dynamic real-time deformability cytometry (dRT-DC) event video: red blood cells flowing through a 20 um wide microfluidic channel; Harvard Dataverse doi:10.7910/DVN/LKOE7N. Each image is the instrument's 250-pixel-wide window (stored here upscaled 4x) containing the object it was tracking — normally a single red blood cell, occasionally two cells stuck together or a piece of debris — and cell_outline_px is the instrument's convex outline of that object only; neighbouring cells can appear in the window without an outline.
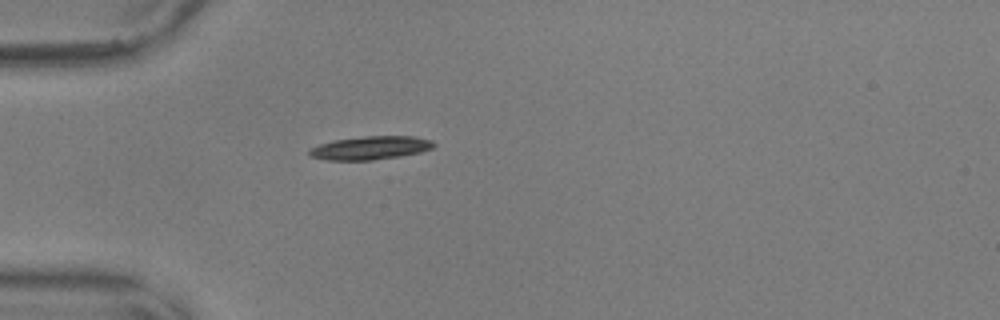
{"species": "common noctule bat (a hibernating species)", "species_latin": "Nyctalus noctula", "temperature_condition": "warm", "stored_images_in_passage": 32, "camera_frame_rate_fps": 3000, "um_per_image_px": 0.085, "animal": {"sex": "male", "body_mass_g": 17.9, "forearm_length_mm": 54.2}, "frame": {"image": 1, "passage_image": 1, "time_ms": 0.0, "image_size_px": [1000, 320], "cell_outline_px": [[436, 144], [432, 148], [420, 152], [400, 156], [372, 160], [328, 160], [308, 156], [308, 148], [320, 144], [336, 140], [364, 136], [416, 136], [432, 140]], "centroid_in_image_um": [31.48, 12.57], "position_along_channel_um": 53.5, "area_um2": 16.99}}
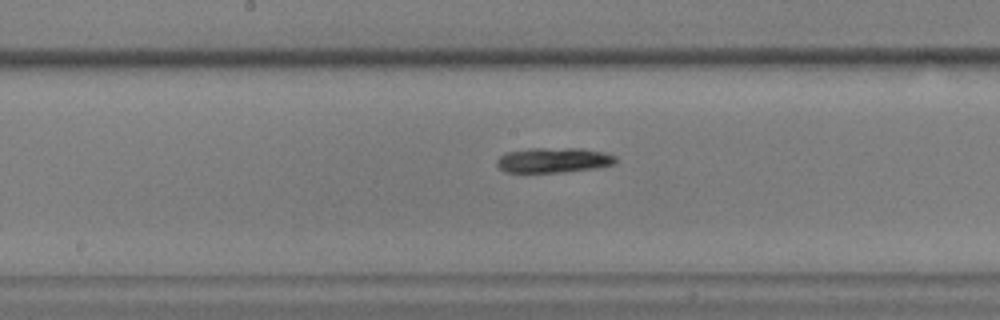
{"frame": {"image": 2, "passage_image": 14, "time_ms": 4.333, "image_size_px": [1000, 320], "cell_outline_px": [[616, 160], [612, 164], [596, 168], [560, 172], [504, 172], [496, 164], [496, 160], [500, 156], [508, 152], [528, 148], [580, 148], [604, 152], [616, 156]], "centroid_in_image_um": [47.03, 13.6], "position_along_channel_um": 201.2, "area_um2": 17.28}}
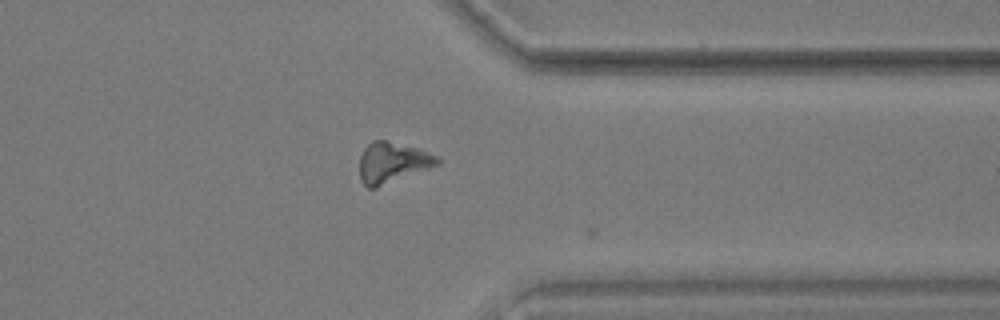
{"frame": {"image": 3, "passage_image": 29, "time_ms": 9.333, "image_size_px": [1000, 320], "cell_outline_px": [[440, 164], [376, 188], [368, 188], [360, 180], [360, 156], [364, 148], [372, 140], [388, 140], [416, 148], [428, 152], [436, 156], [440, 160]], "centroid_in_image_um": [33.33, 13.81], "position_along_channel_um": 378.1, "area_um2": 18.38}, "authors_computed_cell_mechanics": {"area_um2": 17.4267, "velocity_mm_per_s": 3.6196, "shape_relaxation_time_tau1_ms": 0.9622, "shape_relaxation_time_tau2_ms": null, "deformation_change_tau1": 0.0798, "deformation_change_tau2": null}}